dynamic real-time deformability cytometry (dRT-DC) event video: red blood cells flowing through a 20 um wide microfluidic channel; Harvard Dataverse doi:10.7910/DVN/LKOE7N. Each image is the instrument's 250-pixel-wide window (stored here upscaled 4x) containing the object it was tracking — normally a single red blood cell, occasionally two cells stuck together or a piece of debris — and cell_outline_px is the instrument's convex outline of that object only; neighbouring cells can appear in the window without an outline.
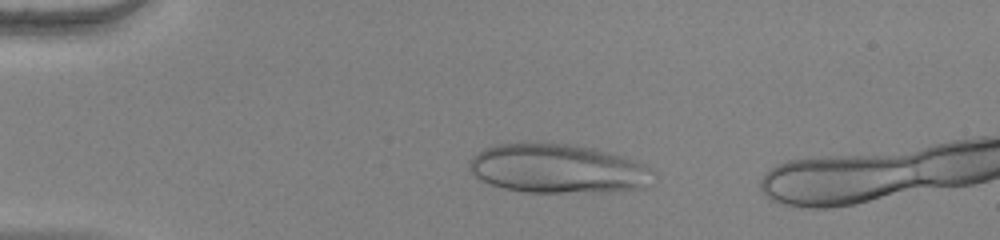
{"species": "human", "species_latin": "Homo sapiens", "temperature_condition": "warm", "stored_images_in_passage": 45, "camera_frame_rate_fps": 3000, "um_per_image_px": 0.085, "donor": {"sex": "female"}, "frame": {"image": 1, "passage_image": 6, "time_ms": 1.667, "image_size_px": [1000, 240], "cell_outline_px": [[656, 176], [644, 188], [608, 192], [524, 192], [504, 188], [488, 184], [480, 180], [468, 168], [468, 164], [472, 156], [484, 148], [496, 144], [524, 140], [564, 144], [592, 148], [620, 156], [644, 164], [656, 172]], "centroid_in_image_um": [47.37, 14.32], "position_along_channel_um": 37.6, "area_um2": 53.47}}
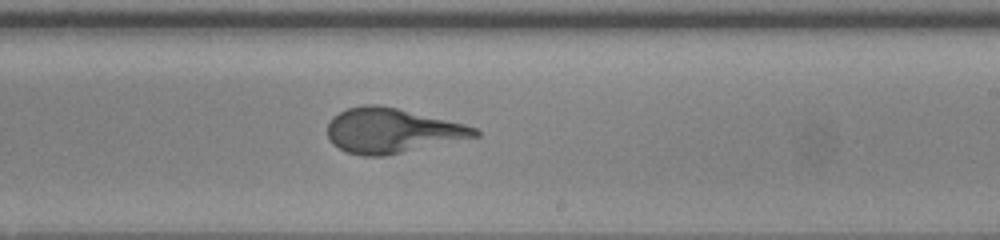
{"frame": {"image": 2, "passage_image": 27, "time_ms": 8.667, "image_size_px": [1000, 240], "cell_outline_px": [[480, 136], [384, 156], [364, 156], [348, 152], [332, 144], [328, 136], [328, 124], [332, 116], [348, 108], [364, 104], [376, 104], [396, 108], [464, 124], [476, 128], [480, 132]], "centroid_in_image_um": [33.3, 11.1], "position_along_channel_um": 255.7, "area_um2": 38.09}}
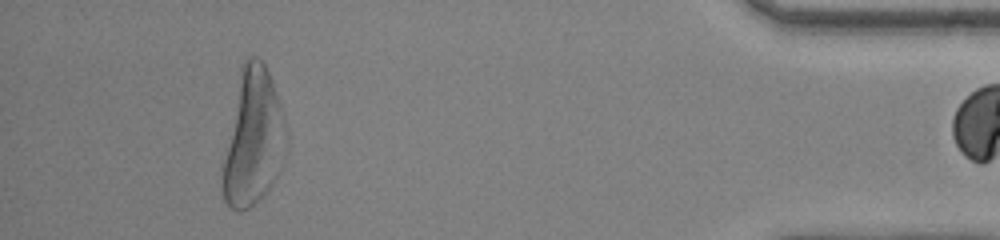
{"frame": {"image": 3, "passage_image": 44, "time_ms": 14.333, "image_size_px": [1000, 240], "cell_outline_px": [[284, 120], [276, 176], [272, 184], [248, 208], [240, 212], [232, 208], [224, 200], [220, 184], [220, 164], [240, 68], [244, 60], [248, 56], [256, 56], [264, 64], [272, 80], [284, 116]], "centroid_in_image_um": [21.38, 11.67], "position_along_channel_um": 413.8, "area_um2": 49.71}}